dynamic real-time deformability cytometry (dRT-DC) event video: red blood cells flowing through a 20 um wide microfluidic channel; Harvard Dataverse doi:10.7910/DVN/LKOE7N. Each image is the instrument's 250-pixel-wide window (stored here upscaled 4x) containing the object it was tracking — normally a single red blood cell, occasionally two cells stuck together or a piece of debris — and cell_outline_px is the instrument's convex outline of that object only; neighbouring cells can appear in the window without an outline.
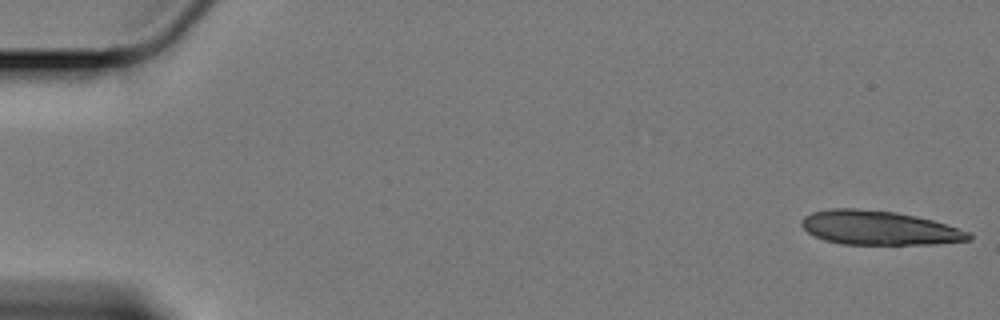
{"species": "Egyptian fruit bat (a non-hibernating species)", "species_latin": "Rousettus aegyptiacus", "temperature_condition": "cold", "stored_images_in_passage": 3, "camera_frame_rate_fps": 3000, "um_per_image_px": 0.085, "animal": {"sex": "female"}, "frame": {"image": 1, "passage_image": 1, "time_ms": 0.0, "image_size_px": [1000, 320], "cell_outline_px": [[972, 240], [936, 244], [840, 244], [824, 240], [808, 232], [800, 224], [800, 220], [804, 216], [812, 212], [832, 208], [856, 208], [896, 212], [916, 216], [932, 220], [968, 232], [972, 236]], "centroid_in_image_um": [74.68, 19.37], "position_along_channel_um": 10.3, "area_um2": 33.18}}